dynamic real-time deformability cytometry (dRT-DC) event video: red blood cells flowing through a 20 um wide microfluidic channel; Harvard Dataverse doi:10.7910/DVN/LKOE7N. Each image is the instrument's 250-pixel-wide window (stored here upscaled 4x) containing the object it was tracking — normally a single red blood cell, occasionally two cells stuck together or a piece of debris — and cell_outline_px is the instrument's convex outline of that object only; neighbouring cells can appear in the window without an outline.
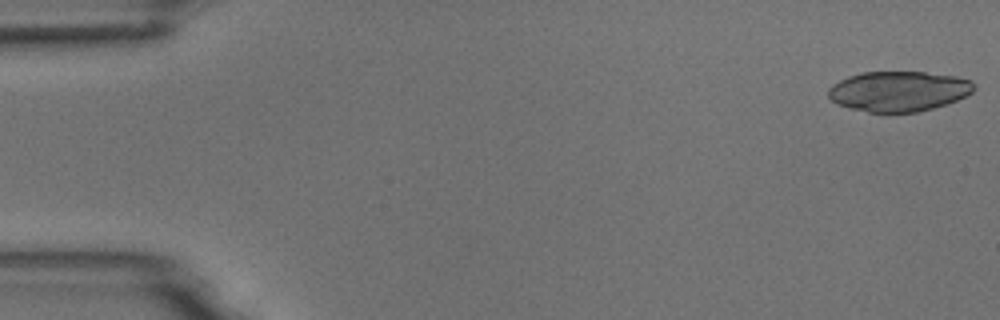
{"species": "common noctule bat (a hibernating species)", "species_latin": "Nyctalus noctula", "temperature_condition": "room temperature", "stored_images_in_passage": 5, "camera_frame_rate_fps": 3000, "um_per_image_px": 0.085, "animal": {"sex": "male", "body_mass_g": 18.8}, "frame": {"image": 1, "passage_image": 1, "time_ms": 0.0, "image_size_px": [1000, 320], "cell_outline_px": [[976, 88], [972, 92], [948, 104], [916, 112], [868, 112], [836, 104], [828, 96], [828, 88], [832, 84], [848, 76], [860, 72], [924, 72], [956, 76], [972, 80], [976, 84]], "centroid_in_image_um": [76.39, 7.74], "position_along_channel_um": 8.6, "area_um2": 34.22}}